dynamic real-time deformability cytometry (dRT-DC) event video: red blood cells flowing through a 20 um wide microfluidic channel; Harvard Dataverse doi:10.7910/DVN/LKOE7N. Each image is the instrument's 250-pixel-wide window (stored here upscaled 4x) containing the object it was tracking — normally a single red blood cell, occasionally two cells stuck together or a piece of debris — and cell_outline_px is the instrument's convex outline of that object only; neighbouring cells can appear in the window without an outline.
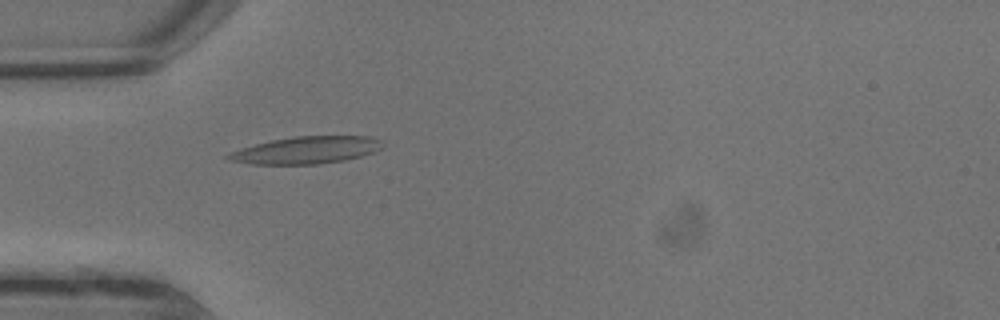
{"species": "common noctule bat (a hibernating species)", "species_latin": "Nyctalus noctula", "temperature_condition": "warm", "stored_images_in_passage": 2, "camera_frame_rate_fps": 3000, "um_per_image_px": 0.085, "animal": {"sex": "male", "body_mass_g": 13.3}, "frame": {"image": 1, "passage_image": 2, "time_ms": 0.333, "image_size_px": [1000, 320], "cell_outline_px": [[380, 148], [376, 152], [344, 160], [320, 164], [248, 164], [228, 160], [224, 156], [232, 152], [256, 144], [272, 140], [292, 136], [372, 136], [380, 140]], "centroid_in_image_um": [26.03, 12.76], "position_along_channel_um": 59.0, "area_um2": 24.28}}